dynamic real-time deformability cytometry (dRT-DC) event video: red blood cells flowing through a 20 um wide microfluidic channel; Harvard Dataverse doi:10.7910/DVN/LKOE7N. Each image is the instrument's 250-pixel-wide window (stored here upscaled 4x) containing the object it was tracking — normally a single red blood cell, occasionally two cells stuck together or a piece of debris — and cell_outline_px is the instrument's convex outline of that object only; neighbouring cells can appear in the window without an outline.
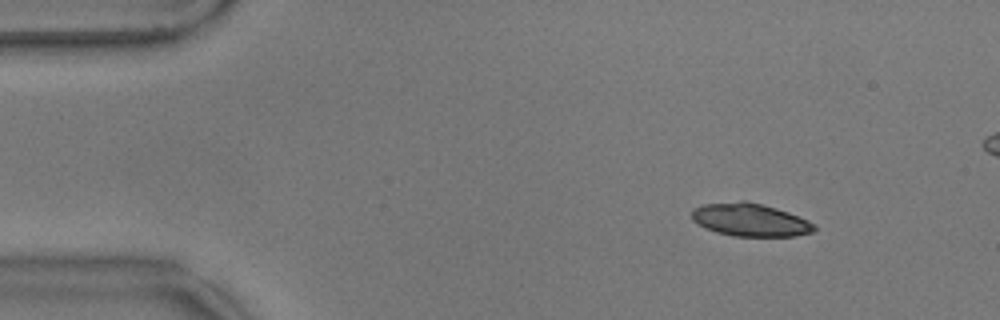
{"species": "common noctule bat (a hibernating species)", "species_latin": "Nyctalus noctula", "temperature_condition": "warm", "stored_images_in_passage": 58, "segment_of_instrument_passage": [1, 2], "camera_frame_rate_fps": 3000, "um_per_image_px": 0.085, "animal": {"sex": "male", "body_mass_g": 17.9}, "frame": {"image": 1, "passage_image": 7, "time_ms": 2.0, "image_size_px": [1000, 320], "cell_outline_px": [[816, 228], [812, 232], [796, 236], [732, 236], [716, 232], [704, 228], [696, 224], [692, 220], [692, 208], [704, 204], [740, 200], [744, 200], [776, 208], [788, 212], [808, 220], [816, 224]], "centroid_in_image_um": [63.73, 18.69], "position_along_channel_um": 21.3, "area_um2": 23.7}}
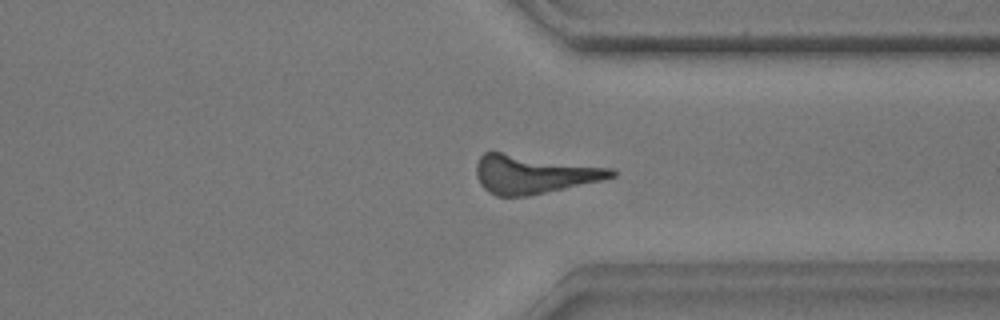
{"frame": {"image": 2, "passage_image": 43, "time_ms": 14.0, "image_size_px": [1000, 320], "cell_outline_px": [[616, 176], [600, 180], [528, 196], [496, 196], [488, 192], [480, 184], [476, 176], [476, 164], [480, 156], [484, 152], [500, 152], [616, 168]], "centroid_in_image_um": [45.35, 14.8], "position_along_channel_um": 366.1, "area_um2": 30.23}}
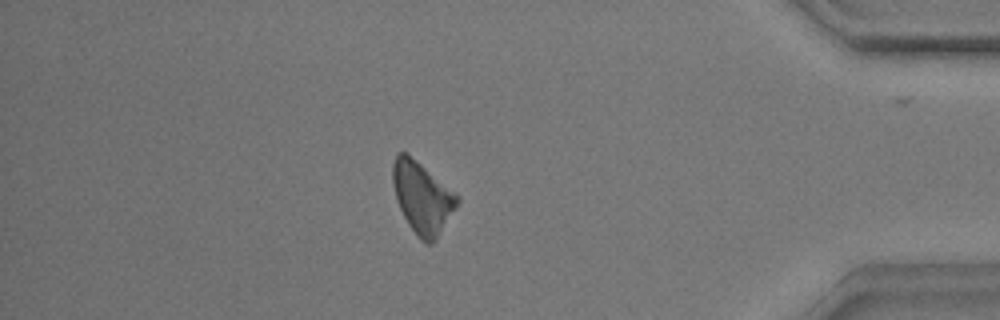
{"frame": {"image": 3, "passage_image": 49, "time_ms": 16.0, "image_size_px": [1000, 320], "cell_outline_px": [[460, 200], [456, 208], [436, 240], [432, 244], [424, 244], [416, 236], [408, 224], [396, 200], [392, 180], [392, 164], [396, 152], [408, 152], [460, 196]], "centroid_in_image_um": [35.89, 16.78], "position_along_channel_um": 399.3, "area_um2": 27.28}}